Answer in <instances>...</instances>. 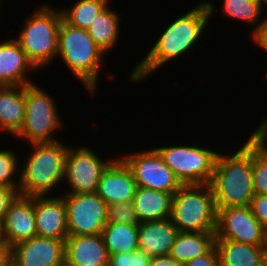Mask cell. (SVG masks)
Returning <instances> with one entry per match:
<instances>
[{
    "mask_svg": "<svg viewBox=\"0 0 267 266\" xmlns=\"http://www.w3.org/2000/svg\"><path fill=\"white\" fill-rule=\"evenodd\" d=\"M264 266H267V248H266L265 256H264Z\"/></svg>",
    "mask_w": 267,
    "mask_h": 266,
    "instance_id": "cell-39",
    "label": "cell"
},
{
    "mask_svg": "<svg viewBox=\"0 0 267 266\" xmlns=\"http://www.w3.org/2000/svg\"><path fill=\"white\" fill-rule=\"evenodd\" d=\"M19 192L15 188L0 187V227L4 221L10 204L16 199Z\"/></svg>",
    "mask_w": 267,
    "mask_h": 266,
    "instance_id": "cell-34",
    "label": "cell"
},
{
    "mask_svg": "<svg viewBox=\"0 0 267 266\" xmlns=\"http://www.w3.org/2000/svg\"><path fill=\"white\" fill-rule=\"evenodd\" d=\"M179 231L171 218L138 224L139 251L149 257L167 255Z\"/></svg>",
    "mask_w": 267,
    "mask_h": 266,
    "instance_id": "cell-19",
    "label": "cell"
},
{
    "mask_svg": "<svg viewBox=\"0 0 267 266\" xmlns=\"http://www.w3.org/2000/svg\"><path fill=\"white\" fill-rule=\"evenodd\" d=\"M35 71L38 73L39 70L27 58L15 37L0 41V86H27L35 83L30 77V73Z\"/></svg>",
    "mask_w": 267,
    "mask_h": 266,
    "instance_id": "cell-15",
    "label": "cell"
},
{
    "mask_svg": "<svg viewBox=\"0 0 267 266\" xmlns=\"http://www.w3.org/2000/svg\"><path fill=\"white\" fill-rule=\"evenodd\" d=\"M215 235L216 240L267 246V234L249 206L217 208Z\"/></svg>",
    "mask_w": 267,
    "mask_h": 266,
    "instance_id": "cell-12",
    "label": "cell"
},
{
    "mask_svg": "<svg viewBox=\"0 0 267 266\" xmlns=\"http://www.w3.org/2000/svg\"><path fill=\"white\" fill-rule=\"evenodd\" d=\"M249 207L267 234V195L255 194Z\"/></svg>",
    "mask_w": 267,
    "mask_h": 266,
    "instance_id": "cell-32",
    "label": "cell"
},
{
    "mask_svg": "<svg viewBox=\"0 0 267 266\" xmlns=\"http://www.w3.org/2000/svg\"><path fill=\"white\" fill-rule=\"evenodd\" d=\"M234 153L218 152L212 179L216 208L246 207L255 195L253 187V131ZM238 149V150H237Z\"/></svg>",
    "mask_w": 267,
    "mask_h": 266,
    "instance_id": "cell-2",
    "label": "cell"
},
{
    "mask_svg": "<svg viewBox=\"0 0 267 266\" xmlns=\"http://www.w3.org/2000/svg\"><path fill=\"white\" fill-rule=\"evenodd\" d=\"M150 257L139 250L132 253L109 254L108 266H149Z\"/></svg>",
    "mask_w": 267,
    "mask_h": 266,
    "instance_id": "cell-31",
    "label": "cell"
},
{
    "mask_svg": "<svg viewBox=\"0 0 267 266\" xmlns=\"http://www.w3.org/2000/svg\"><path fill=\"white\" fill-rule=\"evenodd\" d=\"M193 8L189 9L177 18L172 19L170 24L162 30L163 32L151 44L147 54L136 61V65L128 75L130 83L138 84L157 73V70L165 67L173 60L187 56L192 50L197 49L196 45L201 42V36L209 25L210 13L207 4L199 0Z\"/></svg>",
    "mask_w": 267,
    "mask_h": 266,
    "instance_id": "cell-1",
    "label": "cell"
},
{
    "mask_svg": "<svg viewBox=\"0 0 267 266\" xmlns=\"http://www.w3.org/2000/svg\"><path fill=\"white\" fill-rule=\"evenodd\" d=\"M170 218L179 232H215L217 208L211 186L182 185L172 197Z\"/></svg>",
    "mask_w": 267,
    "mask_h": 266,
    "instance_id": "cell-6",
    "label": "cell"
},
{
    "mask_svg": "<svg viewBox=\"0 0 267 266\" xmlns=\"http://www.w3.org/2000/svg\"><path fill=\"white\" fill-rule=\"evenodd\" d=\"M25 109V86H0V132L13 137L21 129Z\"/></svg>",
    "mask_w": 267,
    "mask_h": 266,
    "instance_id": "cell-20",
    "label": "cell"
},
{
    "mask_svg": "<svg viewBox=\"0 0 267 266\" xmlns=\"http://www.w3.org/2000/svg\"><path fill=\"white\" fill-rule=\"evenodd\" d=\"M253 131V187L255 194L267 195V117Z\"/></svg>",
    "mask_w": 267,
    "mask_h": 266,
    "instance_id": "cell-26",
    "label": "cell"
},
{
    "mask_svg": "<svg viewBox=\"0 0 267 266\" xmlns=\"http://www.w3.org/2000/svg\"><path fill=\"white\" fill-rule=\"evenodd\" d=\"M106 214L107 223H126L131 225L140 223L132 201L107 205Z\"/></svg>",
    "mask_w": 267,
    "mask_h": 266,
    "instance_id": "cell-30",
    "label": "cell"
},
{
    "mask_svg": "<svg viewBox=\"0 0 267 266\" xmlns=\"http://www.w3.org/2000/svg\"><path fill=\"white\" fill-rule=\"evenodd\" d=\"M111 0H76L69 8H60L63 19L71 26L85 29ZM67 8V9H66Z\"/></svg>",
    "mask_w": 267,
    "mask_h": 266,
    "instance_id": "cell-28",
    "label": "cell"
},
{
    "mask_svg": "<svg viewBox=\"0 0 267 266\" xmlns=\"http://www.w3.org/2000/svg\"><path fill=\"white\" fill-rule=\"evenodd\" d=\"M12 148L0 150V187L19 190L20 158ZM18 155V156H17Z\"/></svg>",
    "mask_w": 267,
    "mask_h": 266,
    "instance_id": "cell-29",
    "label": "cell"
},
{
    "mask_svg": "<svg viewBox=\"0 0 267 266\" xmlns=\"http://www.w3.org/2000/svg\"><path fill=\"white\" fill-rule=\"evenodd\" d=\"M220 266H264L267 246L233 240H215Z\"/></svg>",
    "mask_w": 267,
    "mask_h": 266,
    "instance_id": "cell-23",
    "label": "cell"
},
{
    "mask_svg": "<svg viewBox=\"0 0 267 266\" xmlns=\"http://www.w3.org/2000/svg\"><path fill=\"white\" fill-rule=\"evenodd\" d=\"M3 236H2V231H1V227H0V244L3 242Z\"/></svg>",
    "mask_w": 267,
    "mask_h": 266,
    "instance_id": "cell-40",
    "label": "cell"
},
{
    "mask_svg": "<svg viewBox=\"0 0 267 266\" xmlns=\"http://www.w3.org/2000/svg\"><path fill=\"white\" fill-rule=\"evenodd\" d=\"M65 201L68 236L102 234L107 203L97 193H61Z\"/></svg>",
    "mask_w": 267,
    "mask_h": 266,
    "instance_id": "cell-11",
    "label": "cell"
},
{
    "mask_svg": "<svg viewBox=\"0 0 267 266\" xmlns=\"http://www.w3.org/2000/svg\"><path fill=\"white\" fill-rule=\"evenodd\" d=\"M102 236L108 254L132 253L139 250L138 225L107 223Z\"/></svg>",
    "mask_w": 267,
    "mask_h": 266,
    "instance_id": "cell-27",
    "label": "cell"
},
{
    "mask_svg": "<svg viewBox=\"0 0 267 266\" xmlns=\"http://www.w3.org/2000/svg\"><path fill=\"white\" fill-rule=\"evenodd\" d=\"M2 1L3 0H0V9L2 8V6H4L3 3H2ZM1 3H2V5H1ZM0 11H2V9ZM0 14H2V13H0Z\"/></svg>",
    "mask_w": 267,
    "mask_h": 266,
    "instance_id": "cell-41",
    "label": "cell"
},
{
    "mask_svg": "<svg viewBox=\"0 0 267 266\" xmlns=\"http://www.w3.org/2000/svg\"><path fill=\"white\" fill-rule=\"evenodd\" d=\"M121 17L118 11L112 9L109 3L87 28V32L95 44L109 56L108 52L117 47L120 38Z\"/></svg>",
    "mask_w": 267,
    "mask_h": 266,
    "instance_id": "cell-24",
    "label": "cell"
},
{
    "mask_svg": "<svg viewBox=\"0 0 267 266\" xmlns=\"http://www.w3.org/2000/svg\"><path fill=\"white\" fill-rule=\"evenodd\" d=\"M149 266H184L169 254L150 257Z\"/></svg>",
    "mask_w": 267,
    "mask_h": 266,
    "instance_id": "cell-36",
    "label": "cell"
},
{
    "mask_svg": "<svg viewBox=\"0 0 267 266\" xmlns=\"http://www.w3.org/2000/svg\"><path fill=\"white\" fill-rule=\"evenodd\" d=\"M108 259L102 234L68 236L65 240L67 266H108Z\"/></svg>",
    "mask_w": 267,
    "mask_h": 266,
    "instance_id": "cell-18",
    "label": "cell"
},
{
    "mask_svg": "<svg viewBox=\"0 0 267 266\" xmlns=\"http://www.w3.org/2000/svg\"><path fill=\"white\" fill-rule=\"evenodd\" d=\"M215 240V232H179L169 255L184 265L206 254L215 245Z\"/></svg>",
    "mask_w": 267,
    "mask_h": 266,
    "instance_id": "cell-25",
    "label": "cell"
},
{
    "mask_svg": "<svg viewBox=\"0 0 267 266\" xmlns=\"http://www.w3.org/2000/svg\"><path fill=\"white\" fill-rule=\"evenodd\" d=\"M172 197L170 193L137 186L132 202L139 222L170 218Z\"/></svg>",
    "mask_w": 267,
    "mask_h": 266,
    "instance_id": "cell-22",
    "label": "cell"
},
{
    "mask_svg": "<svg viewBox=\"0 0 267 266\" xmlns=\"http://www.w3.org/2000/svg\"><path fill=\"white\" fill-rule=\"evenodd\" d=\"M11 264V246L3 241L0 244V266H8Z\"/></svg>",
    "mask_w": 267,
    "mask_h": 266,
    "instance_id": "cell-37",
    "label": "cell"
},
{
    "mask_svg": "<svg viewBox=\"0 0 267 266\" xmlns=\"http://www.w3.org/2000/svg\"><path fill=\"white\" fill-rule=\"evenodd\" d=\"M259 1V3L261 4V7H262V9H263V12L265 13V14H267L266 13V9H267V0H258ZM266 7V8H265ZM265 9V10H264ZM266 17H267V15H266Z\"/></svg>",
    "mask_w": 267,
    "mask_h": 266,
    "instance_id": "cell-38",
    "label": "cell"
},
{
    "mask_svg": "<svg viewBox=\"0 0 267 266\" xmlns=\"http://www.w3.org/2000/svg\"><path fill=\"white\" fill-rule=\"evenodd\" d=\"M115 157L102 173L96 192L107 205L133 201L137 188L130 168L118 155Z\"/></svg>",
    "mask_w": 267,
    "mask_h": 266,
    "instance_id": "cell-16",
    "label": "cell"
},
{
    "mask_svg": "<svg viewBox=\"0 0 267 266\" xmlns=\"http://www.w3.org/2000/svg\"><path fill=\"white\" fill-rule=\"evenodd\" d=\"M57 45V60L67 66L66 69L82 83L89 96H96L100 70L108 56L95 44L87 30L71 26L64 19L59 27Z\"/></svg>",
    "mask_w": 267,
    "mask_h": 266,
    "instance_id": "cell-4",
    "label": "cell"
},
{
    "mask_svg": "<svg viewBox=\"0 0 267 266\" xmlns=\"http://www.w3.org/2000/svg\"><path fill=\"white\" fill-rule=\"evenodd\" d=\"M65 240L34 236L11 247L14 266H64Z\"/></svg>",
    "mask_w": 267,
    "mask_h": 266,
    "instance_id": "cell-13",
    "label": "cell"
},
{
    "mask_svg": "<svg viewBox=\"0 0 267 266\" xmlns=\"http://www.w3.org/2000/svg\"><path fill=\"white\" fill-rule=\"evenodd\" d=\"M57 194L35 196L36 231L40 237L66 240L68 231L65 201Z\"/></svg>",
    "mask_w": 267,
    "mask_h": 266,
    "instance_id": "cell-17",
    "label": "cell"
},
{
    "mask_svg": "<svg viewBox=\"0 0 267 266\" xmlns=\"http://www.w3.org/2000/svg\"><path fill=\"white\" fill-rule=\"evenodd\" d=\"M184 266H220L219 254L216 246L214 245L206 254L188 261Z\"/></svg>",
    "mask_w": 267,
    "mask_h": 266,
    "instance_id": "cell-33",
    "label": "cell"
},
{
    "mask_svg": "<svg viewBox=\"0 0 267 266\" xmlns=\"http://www.w3.org/2000/svg\"><path fill=\"white\" fill-rule=\"evenodd\" d=\"M54 99L36 82L25 86V117L13 137L27 144L58 141L55 133L64 129V123Z\"/></svg>",
    "mask_w": 267,
    "mask_h": 266,
    "instance_id": "cell-7",
    "label": "cell"
},
{
    "mask_svg": "<svg viewBox=\"0 0 267 266\" xmlns=\"http://www.w3.org/2000/svg\"><path fill=\"white\" fill-rule=\"evenodd\" d=\"M179 143L154 147L183 185L209 184L219 149Z\"/></svg>",
    "mask_w": 267,
    "mask_h": 266,
    "instance_id": "cell-8",
    "label": "cell"
},
{
    "mask_svg": "<svg viewBox=\"0 0 267 266\" xmlns=\"http://www.w3.org/2000/svg\"><path fill=\"white\" fill-rule=\"evenodd\" d=\"M3 240L11 247L37 236L35 196L18 195L10 204L1 225Z\"/></svg>",
    "mask_w": 267,
    "mask_h": 266,
    "instance_id": "cell-14",
    "label": "cell"
},
{
    "mask_svg": "<svg viewBox=\"0 0 267 266\" xmlns=\"http://www.w3.org/2000/svg\"><path fill=\"white\" fill-rule=\"evenodd\" d=\"M92 149L89 145H79L77 148V146L72 147L70 144L65 161L63 181V186L67 185L66 188L62 187V193L85 194L97 192L102 173L115 157L110 156L102 159V155Z\"/></svg>",
    "mask_w": 267,
    "mask_h": 266,
    "instance_id": "cell-9",
    "label": "cell"
},
{
    "mask_svg": "<svg viewBox=\"0 0 267 266\" xmlns=\"http://www.w3.org/2000/svg\"><path fill=\"white\" fill-rule=\"evenodd\" d=\"M20 163L19 195L47 196L62 187L69 145L54 142L31 143ZM22 166V167H21ZM62 184V185H61Z\"/></svg>",
    "mask_w": 267,
    "mask_h": 266,
    "instance_id": "cell-3",
    "label": "cell"
},
{
    "mask_svg": "<svg viewBox=\"0 0 267 266\" xmlns=\"http://www.w3.org/2000/svg\"><path fill=\"white\" fill-rule=\"evenodd\" d=\"M204 1L209 9L210 20H212L216 13L215 11H217L216 9H218L215 6V2H219L220 0H214V2L212 0ZM221 4L222 9L220 10H222L221 15L223 17L233 19V21H241L251 26L249 28L252 31L248 32L250 36L267 20L258 0H222Z\"/></svg>",
    "mask_w": 267,
    "mask_h": 266,
    "instance_id": "cell-21",
    "label": "cell"
},
{
    "mask_svg": "<svg viewBox=\"0 0 267 266\" xmlns=\"http://www.w3.org/2000/svg\"><path fill=\"white\" fill-rule=\"evenodd\" d=\"M119 153L133 173L137 186L172 195L183 185L154 148Z\"/></svg>",
    "mask_w": 267,
    "mask_h": 266,
    "instance_id": "cell-10",
    "label": "cell"
},
{
    "mask_svg": "<svg viewBox=\"0 0 267 266\" xmlns=\"http://www.w3.org/2000/svg\"><path fill=\"white\" fill-rule=\"evenodd\" d=\"M26 17L22 20L20 32L15 39L33 65L43 71L57 61L55 59L58 54L57 41L63 19L62 11L44 3L38 7L36 5L34 11Z\"/></svg>",
    "mask_w": 267,
    "mask_h": 266,
    "instance_id": "cell-5",
    "label": "cell"
},
{
    "mask_svg": "<svg viewBox=\"0 0 267 266\" xmlns=\"http://www.w3.org/2000/svg\"><path fill=\"white\" fill-rule=\"evenodd\" d=\"M249 37H251L253 45L258 46L267 54V20ZM265 74L267 77V73Z\"/></svg>",
    "mask_w": 267,
    "mask_h": 266,
    "instance_id": "cell-35",
    "label": "cell"
}]
</instances>
